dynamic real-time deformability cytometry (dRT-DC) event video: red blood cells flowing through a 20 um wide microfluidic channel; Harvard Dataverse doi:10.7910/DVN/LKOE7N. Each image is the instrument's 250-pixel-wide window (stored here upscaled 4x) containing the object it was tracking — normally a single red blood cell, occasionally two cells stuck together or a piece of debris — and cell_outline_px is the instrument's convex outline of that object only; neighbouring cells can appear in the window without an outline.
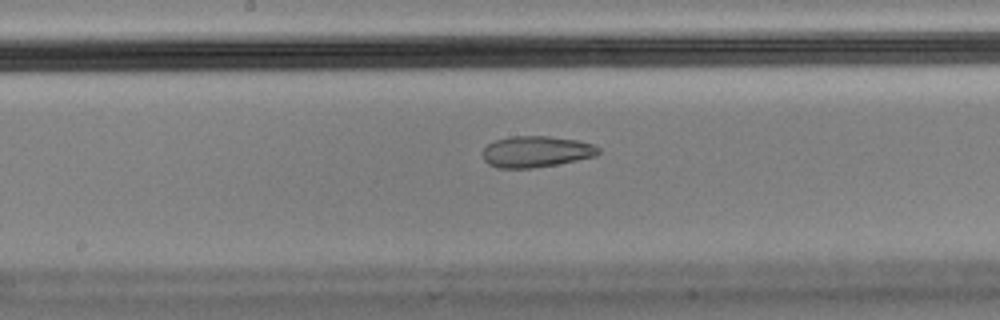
{"species": "Egyptian fruit bat (a non-hibernating species)", "species_latin": "Rousettus aegyptiacus", "temperature_condition": "cold", "stored_images_in_passage": 37, "camera_frame_rate_fps": 3000, "um_per_image_px": 0.085, "animal": {"sex": "male"}, "frame": {"image": 1, "passage_image": 16, "time_ms": 5.0, "image_size_px": [1000, 320], "cell_outline_px": [[600, 152], [596, 156], [556, 164], [532, 168], [496, 168], [488, 164], [484, 160], [480, 152], [488, 144], [496, 140], [508, 136], [548, 136], [576, 140], [592, 144], [600, 148]], "centroid_in_image_um": [45.52, 12.89], "position_along_channel_um": 202.7, "area_um2": 21.15}, "authors_computed_cell_mechanics": {"area_um2": 21.9062, "velocity_mm_per_s": 3.4541, "shape_relaxation_time_tau1_ms": null, "shape_relaxation_time_tau2_ms": 3.126, "deformation_change_tau1": null, "deformation_change_tau2": 0.0896}}